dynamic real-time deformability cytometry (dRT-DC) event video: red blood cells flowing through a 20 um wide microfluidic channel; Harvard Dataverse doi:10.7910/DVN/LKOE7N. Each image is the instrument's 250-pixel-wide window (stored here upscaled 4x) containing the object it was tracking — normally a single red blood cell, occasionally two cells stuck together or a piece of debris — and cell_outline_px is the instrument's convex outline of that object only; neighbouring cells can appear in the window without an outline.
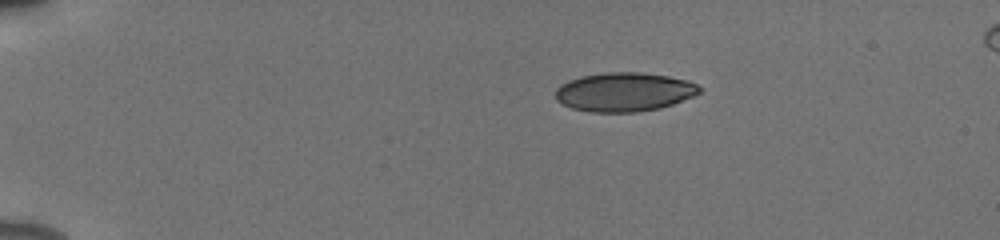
{"species": "human", "species_latin": "Homo sapiens", "temperature_condition": "cold", "stored_images_in_passage": 44, "camera_frame_rate_fps": 3000, "um_per_image_px": 0.085, "donor": {"sex": "male"}, "frame": {"image": 1, "passage_image": 1, "time_ms": 0.0, "image_size_px": [1000, 240], "cell_outline_px": [[704, 88], [700, 92], [692, 96], [672, 104], [660, 108], [636, 112], [592, 112], [572, 108], [556, 100], [556, 88], [560, 84], [568, 80], [580, 76], [604, 72], [640, 72], [668, 76], [688, 80]], "centroid_in_image_um": [53.05, 7.81], "position_along_channel_um": 31.9, "area_um2": 32.77}}
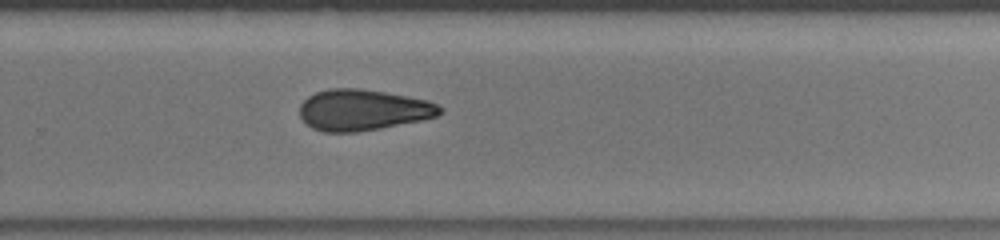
{"frame": {"image": 2, "passage_image": 28, "time_ms": 9.0, "image_size_px": [1000, 240], "cell_outline_px": [[444, 112], [436, 116], [420, 120], [380, 128], [356, 132], [324, 132], [312, 128], [304, 124], [300, 116], [300, 104], [308, 96], [316, 92], [328, 88], [360, 88], [384, 92], [428, 100], [444, 108]], "centroid_in_image_um": [30.82, 9.34], "position_along_channel_um": 299.0, "area_um2": 33.64}}
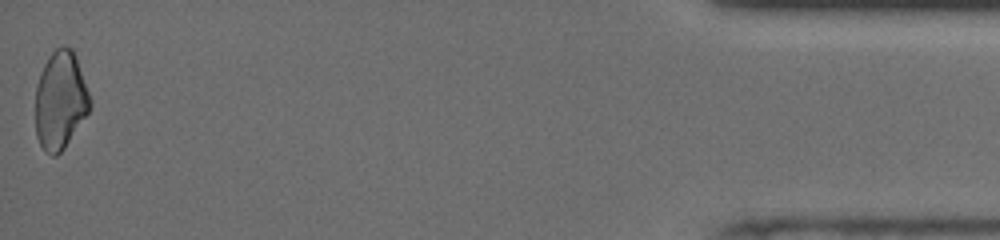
{"frame": {"image": 3, "passage_image": 44, "time_ms": 14.333, "image_size_px": [1000, 240], "cell_outline_px": [[92, 104], [88, 112], [64, 148], [56, 156], [52, 156], [44, 152], [36, 136], [36, 84], [40, 72], [48, 56], [56, 48], [64, 44], [72, 48], [76, 56], [92, 100]], "centroid_in_image_um": [5.13, 8.5], "position_along_channel_um": 430.1, "area_um2": 31.39}, "authors_computed_cell_mechanics": {"area_um2": 33.5818, "velocity_mm_per_s": 3.8905, "shape_relaxation_time_tau1_ms": null, "shape_relaxation_time_tau2_ms": 10.9952, "deformation_change_tau1": null, "deformation_change_tau2": 0.2019}}